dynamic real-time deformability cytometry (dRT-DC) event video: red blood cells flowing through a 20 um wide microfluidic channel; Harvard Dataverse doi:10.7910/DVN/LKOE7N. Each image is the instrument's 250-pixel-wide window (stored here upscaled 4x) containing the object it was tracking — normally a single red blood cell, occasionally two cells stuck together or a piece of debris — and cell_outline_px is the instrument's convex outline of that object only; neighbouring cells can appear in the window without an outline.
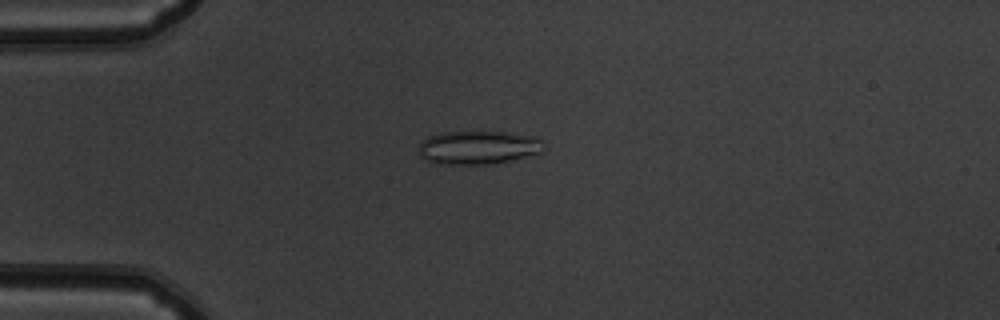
{"species": "common noctule bat (a hibernating species)", "species_latin": "Nyctalus noctula", "temperature_condition": "warm", "stored_images_in_passage": 46, "camera_frame_rate_fps": 3000, "um_per_image_px": 0.085, "animal": {"sex": "male", "body_mass_g": 19.5, "forearm_length_mm": 54.6}, "frame": {"image": 1, "passage_image": 7, "time_ms": 2.0, "image_size_px": [1000, 320], "cell_outline_px": [[544, 152], [508, 160], [484, 164], [440, 164], [428, 160], [420, 156], [420, 144], [428, 136], [440, 132], [508, 132], [536, 136], [540, 140]], "centroid_in_image_um": [40.65, 12.52], "position_along_channel_um": 44.4, "area_um2": 24.1}}
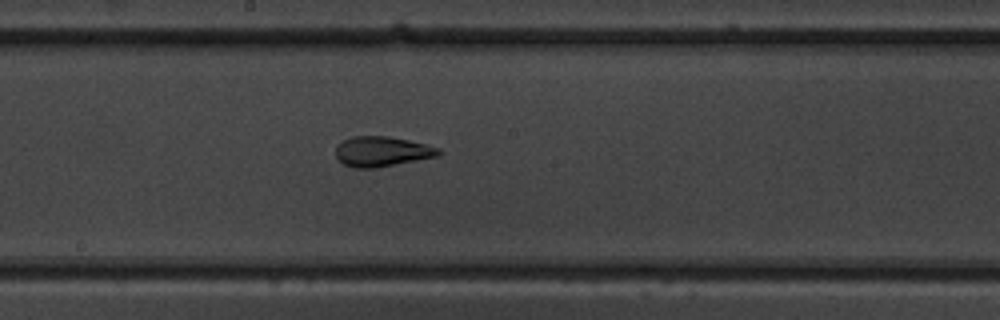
{"frame": {"image": 2, "passage_image": 22, "time_ms": 7.0, "image_size_px": [1000, 320], "cell_outline_px": [[440, 156], [376, 168], [352, 168], [344, 164], [336, 156], [336, 144], [352, 136], [388, 136], [428, 144], [440, 148]], "centroid_in_image_um": [32.48, 12.88], "position_along_channel_um": 215.7, "area_um2": 18.21}}
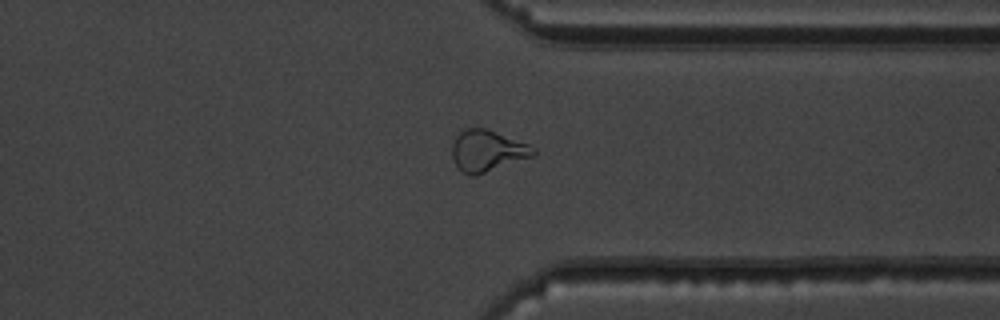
{"frame": {"image": 3, "passage_image": 34, "time_ms": 11.0, "image_size_px": [1000, 320], "cell_outline_px": [[536, 156], [476, 176], [472, 176], [460, 172], [452, 156], [452, 144], [456, 136], [464, 128], [484, 128], [496, 132], [528, 144], [536, 148]], "centroid_in_image_um": [41.44, 12.84], "position_along_channel_um": 370.0, "area_um2": 19.83}, "authors_computed_cell_mechanics": {"area_um2": 19.363, "velocity_mm_per_s": 3.8828, "shape_relaxation_time_tau1_ms": 7.7026, "shape_relaxation_time_tau2_ms": 1.7422, "deformation_change_tau1": 0.2269, "deformation_change_tau2": 0.0833}}